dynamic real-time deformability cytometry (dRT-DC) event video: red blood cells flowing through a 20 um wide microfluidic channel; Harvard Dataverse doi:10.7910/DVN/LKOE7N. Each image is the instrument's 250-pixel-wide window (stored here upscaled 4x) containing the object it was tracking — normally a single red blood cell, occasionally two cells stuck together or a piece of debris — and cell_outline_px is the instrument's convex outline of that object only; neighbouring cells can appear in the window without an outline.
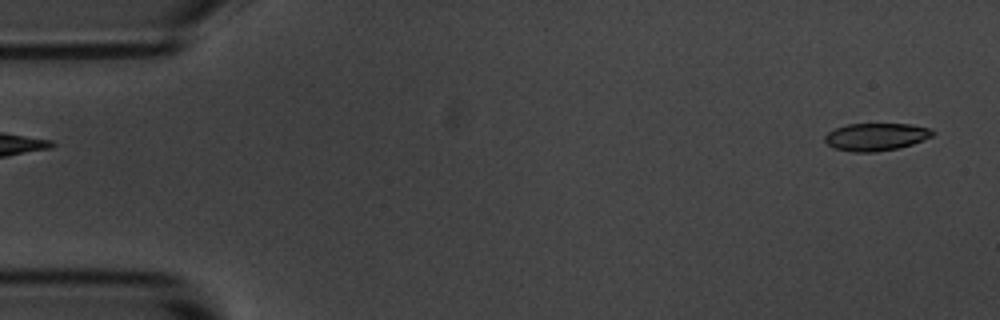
{"species": "common noctule bat (a hibernating species)", "species_latin": "Nyctalus noctula", "temperature_condition": "room temperature", "stored_images_in_passage": 5, "camera_frame_rate_fps": 3000, "um_per_image_px": 0.085, "animal": {"sex": "male", "body_mass_g": 20.1, "forearm_length_mm": 53.5}, "frame": {"image": 1, "passage_image": 5, "time_ms": 5.667, "image_size_px": [1000, 320], "cell_outline_px": [[936, 132], [932, 136], [912, 144], [900, 148], [876, 152], [852, 152], [832, 148], [824, 140], [824, 136], [828, 132], [836, 128], [848, 124], [912, 124], [928, 128]], "centroid_in_image_um": [74.44, 11.64], "position_along_channel_um": 10.6, "area_um2": 17.4}}